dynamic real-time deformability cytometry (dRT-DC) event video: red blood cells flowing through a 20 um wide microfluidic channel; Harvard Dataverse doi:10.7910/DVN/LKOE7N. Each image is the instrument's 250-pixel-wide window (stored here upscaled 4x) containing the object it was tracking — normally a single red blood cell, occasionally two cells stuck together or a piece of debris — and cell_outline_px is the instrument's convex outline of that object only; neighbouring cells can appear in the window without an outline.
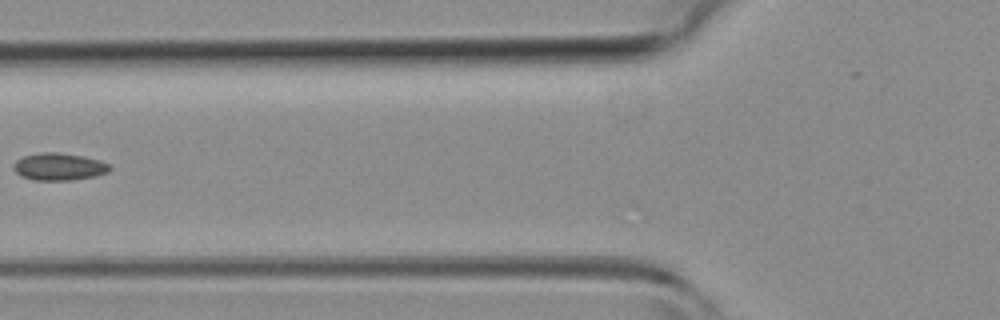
{"species": "common noctule bat (a hibernating species)", "species_latin": "Nyctalus noctula", "temperature_condition": "room temperature", "stored_images_in_passage": 2, "camera_frame_rate_fps": 3000, "um_per_image_px": 0.085, "animal": {"sex": "female", "body_mass_g": 19.3, "forearm_length_mm": 54.1}, "frame": {"image": 1, "passage_image": 2, "time_ms": 1.333, "image_size_px": [1000, 320], "cell_outline_px": [[112, 168], [108, 172], [96, 176], [72, 180], [32, 180], [20, 176], [12, 168], [16, 160], [24, 156], [40, 152], [60, 152], [100, 160], [108, 164]], "centroid_in_image_um": [5.0, 14.17], "position_along_channel_um": 120.8, "area_um2": 15.37}}